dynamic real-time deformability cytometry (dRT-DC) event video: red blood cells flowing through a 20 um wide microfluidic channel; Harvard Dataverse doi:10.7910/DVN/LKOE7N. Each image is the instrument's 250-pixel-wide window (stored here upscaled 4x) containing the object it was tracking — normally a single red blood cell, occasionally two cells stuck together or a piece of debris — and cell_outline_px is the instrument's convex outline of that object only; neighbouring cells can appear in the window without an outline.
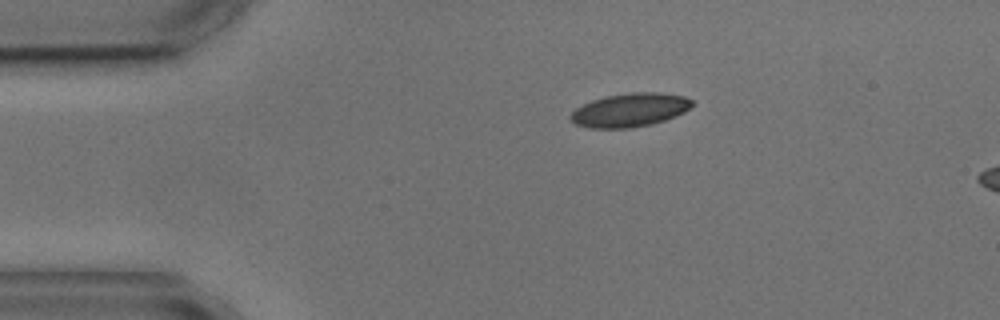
{"species": "common noctule bat (a hibernating species)", "species_latin": "Nyctalus noctula", "temperature_condition": "cold", "stored_images_in_passage": 3, "segment_of_instrument_passage": [1, 2], "camera_frame_rate_fps": 3000, "um_per_image_px": 0.085, "animal": {"sex": "male", "body_mass_g": 17.9, "forearm_length_mm": 54.2}, "frame": {"image": 1, "passage_image": 1, "time_ms": 0.0, "image_size_px": [1000, 320], "cell_outline_px": [[692, 104], [684, 112], [676, 116], [664, 120], [648, 124], [628, 128], [592, 128], [576, 124], [568, 116], [576, 108], [592, 100], [604, 96], [628, 92], [660, 92], [684, 96], [692, 100]], "centroid_in_image_um": [53.52, 9.33], "position_along_channel_um": 31.5, "area_um2": 23.64}}